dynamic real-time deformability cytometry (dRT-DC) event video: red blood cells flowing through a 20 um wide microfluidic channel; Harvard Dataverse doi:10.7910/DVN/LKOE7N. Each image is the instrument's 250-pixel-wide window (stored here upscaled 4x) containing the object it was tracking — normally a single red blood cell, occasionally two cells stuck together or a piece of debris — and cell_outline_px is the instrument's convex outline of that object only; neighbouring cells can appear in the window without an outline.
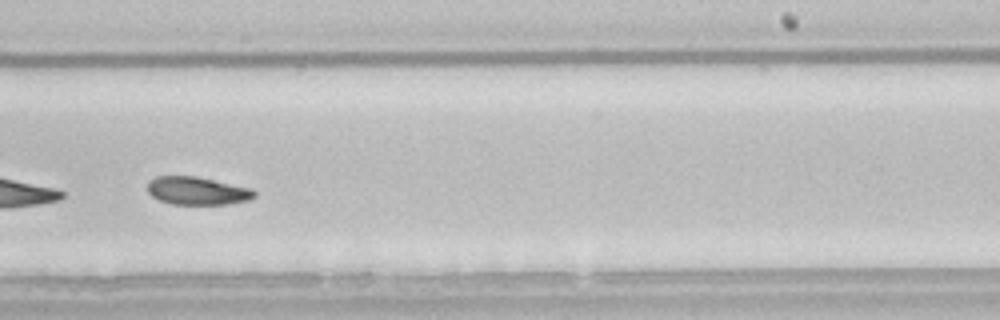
{"species": "common noctule bat (a hibernating species)", "species_latin": "Nyctalus noctula", "temperature_condition": "room temperature", "stored_images_in_passage": 50, "camera_frame_rate_fps": 3000, "um_per_image_px": 0.085, "animal": {"sex": "male", "body_mass_g": 21.5, "forearm_length_mm": 52.0}, "frame": {"image": 1, "passage_image": 31, "time_ms": 10.0, "image_size_px": [1000, 320], "cell_outline_px": [[256, 196], [248, 200], [228, 204], [172, 204], [160, 200], [152, 196], [148, 192], [148, 180], [156, 176], [196, 176], [252, 188], [256, 192]], "centroid_in_image_um": [16.77, 16.21], "position_along_channel_um": 272.2, "area_um2": 17.46}, "authors_computed_cell_mechanics": {"area_um2": 18.9584, "velocity_mm_per_s": 3.7978, "shape_relaxation_time_tau1_ms": 3.093, "shape_relaxation_time_tau2_ms": 10.028, "deformation_change_tau1": 0.0994, "deformation_change_tau2": 0.1468}}